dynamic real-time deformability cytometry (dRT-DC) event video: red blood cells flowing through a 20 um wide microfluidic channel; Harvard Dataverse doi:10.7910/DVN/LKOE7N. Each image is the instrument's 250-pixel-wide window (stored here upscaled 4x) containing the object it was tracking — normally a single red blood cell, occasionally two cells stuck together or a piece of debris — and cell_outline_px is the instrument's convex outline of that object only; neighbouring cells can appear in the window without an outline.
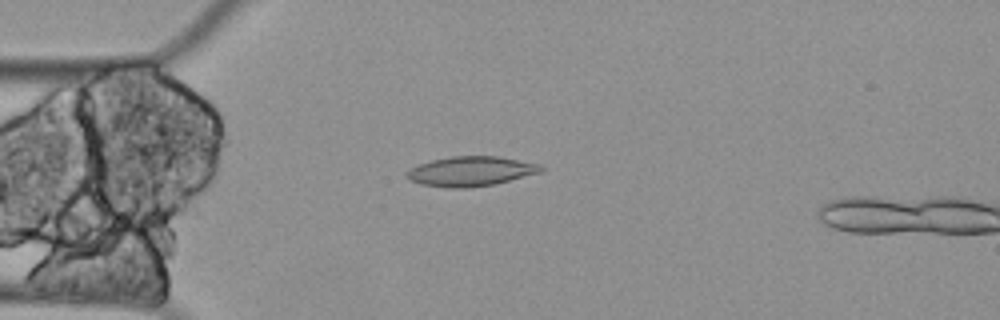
{"species": "Egyptian fruit bat (a non-hibernating species)", "species_latin": "Rousettus aegyptiacus", "temperature_condition": "cold", "stored_images_in_passage": 8, "camera_frame_rate_fps": 3000, "um_per_image_px": 0.085, "animal": {"sex": "female"}, "frame": {"image": 1, "passage_image": 6, "time_ms": 1.667, "image_size_px": [1000, 320], "cell_outline_px": [[544, 168], [540, 172], [496, 184], [468, 188], [448, 188], [420, 184], [408, 180], [404, 176], [404, 172], [408, 168], [416, 164], [432, 160], [452, 156], [500, 156], [540, 164]], "centroid_in_image_um": [39.94, 14.56], "position_along_channel_um": 45.1, "area_um2": 23.64}}